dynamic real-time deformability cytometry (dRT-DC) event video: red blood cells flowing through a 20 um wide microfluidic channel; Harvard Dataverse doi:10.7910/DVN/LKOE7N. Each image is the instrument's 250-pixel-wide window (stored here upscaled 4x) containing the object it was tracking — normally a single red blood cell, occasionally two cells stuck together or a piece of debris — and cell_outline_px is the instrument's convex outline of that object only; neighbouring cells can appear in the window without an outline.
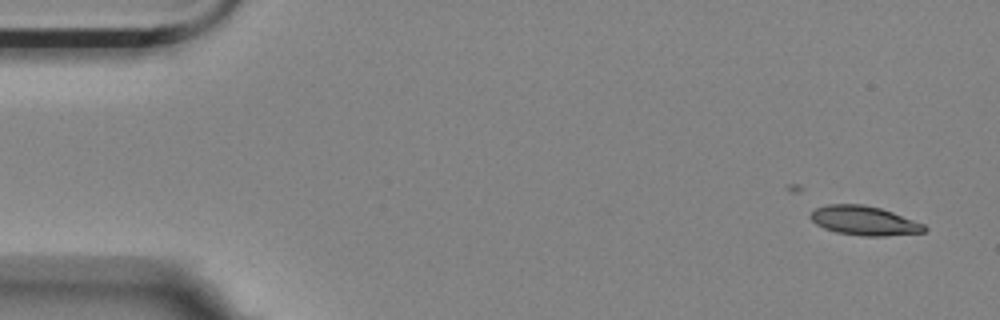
{"species": "Egyptian fruit bat (a non-hibernating species)", "species_latin": "Rousettus aegyptiacus", "temperature_condition": "room temperature", "stored_images_in_passage": 5, "segment_of_instrument_passage": [1, 2], "camera_frame_rate_fps": 3000, "um_per_image_px": 0.085, "animal": {"sex": "female"}, "frame": {"image": 1, "passage_image": 1, "time_ms": 0.0, "image_size_px": [1000, 320], "cell_outline_px": [[928, 228], [924, 232], [884, 236], [864, 236], [836, 232], [824, 228], [816, 224], [808, 216], [816, 208], [828, 204], [864, 204], [880, 208], [892, 212], [924, 224]], "centroid_in_image_um": [73.45, 18.75], "position_along_channel_um": 11.6, "area_um2": 19.31}}